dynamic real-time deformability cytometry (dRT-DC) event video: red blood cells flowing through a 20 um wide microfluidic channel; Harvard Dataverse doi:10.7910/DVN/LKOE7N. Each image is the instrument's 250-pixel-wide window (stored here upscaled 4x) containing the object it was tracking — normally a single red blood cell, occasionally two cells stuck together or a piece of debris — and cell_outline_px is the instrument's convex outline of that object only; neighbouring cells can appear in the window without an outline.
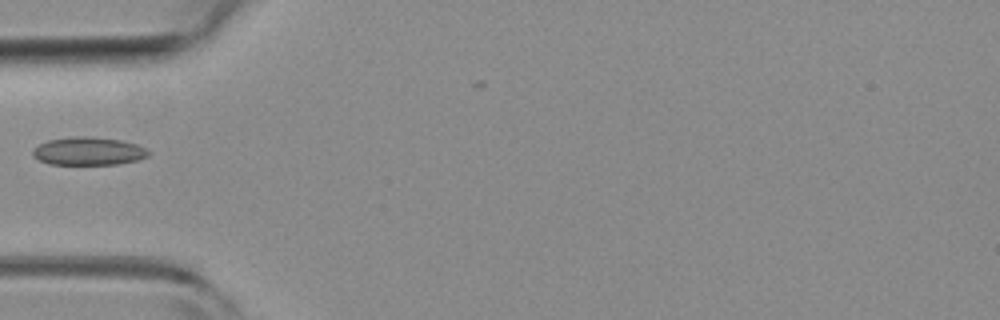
{"species": "common noctule bat (a hibernating species)", "species_latin": "Nyctalus noctula", "temperature_condition": "room temperature", "stored_images_in_passage": 4, "camera_frame_rate_fps": 3000, "um_per_image_px": 0.085, "animal": {"sex": "female", "body_mass_g": 19.3, "forearm_length_mm": 54.1}, "frame": {"image": 1, "passage_image": 3, "time_ms": 0.667, "image_size_px": [1000, 320], "cell_outline_px": [[152, 152], [148, 156], [140, 160], [120, 164], [48, 164], [32, 156], [32, 148], [48, 140], [76, 136], [92, 136], [120, 140], [136, 144], [148, 148]], "centroid_in_image_um": [7.56, 12.85], "position_along_channel_um": 77.4, "area_um2": 19.19}}
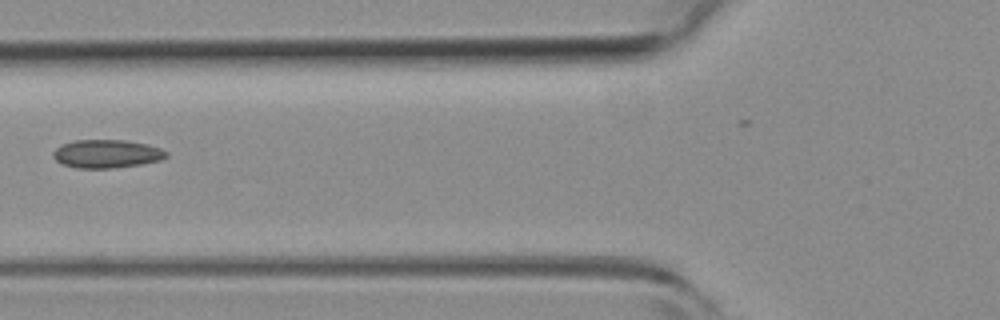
{"frame": {"image": 2, "passage_image": 4, "time_ms": 1.0, "image_size_px": [1000, 320], "cell_outline_px": [[168, 156], [160, 160], [144, 164], [112, 168], [76, 168], [60, 164], [52, 156], [52, 152], [60, 144], [76, 140], [124, 140], [148, 144], [160, 148], [168, 152]], "centroid_in_image_um": [9.05, 13.07], "position_along_channel_um": 116.7, "area_um2": 18.9}}